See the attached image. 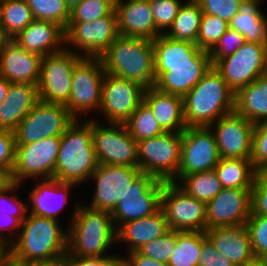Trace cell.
Instances as JSON below:
<instances>
[{"label": "cell", "instance_id": "obj_6", "mask_svg": "<svg viewBox=\"0 0 267 266\" xmlns=\"http://www.w3.org/2000/svg\"><path fill=\"white\" fill-rule=\"evenodd\" d=\"M99 58L106 74L135 81L145 88L155 86L151 39L118 35Z\"/></svg>", "mask_w": 267, "mask_h": 266}, {"label": "cell", "instance_id": "obj_48", "mask_svg": "<svg viewBox=\"0 0 267 266\" xmlns=\"http://www.w3.org/2000/svg\"><path fill=\"white\" fill-rule=\"evenodd\" d=\"M16 141L12 131L0 130V172L11 177L15 163Z\"/></svg>", "mask_w": 267, "mask_h": 266}, {"label": "cell", "instance_id": "obj_30", "mask_svg": "<svg viewBox=\"0 0 267 266\" xmlns=\"http://www.w3.org/2000/svg\"><path fill=\"white\" fill-rule=\"evenodd\" d=\"M264 0H242L229 28L244 36L245 42L267 45V14L262 10Z\"/></svg>", "mask_w": 267, "mask_h": 266}, {"label": "cell", "instance_id": "obj_56", "mask_svg": "<svg viewBox=\"0 0 267 266\" xmlns=\"http://www.w3.org/2000/svg\"><path fill=\"white\" fill-rule=\"evenodd\" d=\"M257 178L267 186V165H264L257 169Z\"/></svg>", "mask_w": 267, "mask_h": 266}, {"label": "cell", "instance_id": "obj_15", "mask_svg": "<svg viewBox=\"0 0 267 266\" xmlns=\"http://www.w3.org/2000/svg\"><path fill=\"white\" fill-rule=\"evenodd\" d=\"M140 173L137 167L99 164L87 183V186L91 183V191L94 189L91 199L89 203L88 199L83 200V204L94 210L112 212Z\"/></svg>", "mask_w": 267, "mask_h": 266}, {"label": "cell", "instance_id": "obj_51", "mask_svg": "<svg viewBox=\"0 0 267 266\" xmlns=\"http://www.w3.org/2000/svg\"><path fill=\"white\" fill-rule=\"evenodd\" d=\"M21 223L16 217L0 214V247L4 251L16 239L21 229Z\"/></svg>", "mask_w": 267, "mask_h": 266}, {"label": "cell", "instance_id": "obj_2", "mask_svg": "<svg viewBox=\"0 0 267 266\" xmlns=\"http://www.w3.org/2000/svg\"><path fill=\"white\" fill-rule=\"evenodd\" d=\"M61 222L28 214L16 239L5 250V260L14 265L64 258L68 229Z\"/></svg>", "mask_w": 267, "mask_h": 266}, {"label": "cell", "instance_id": "obj_39", "mask_svg": "<svg viewBox=\"0 0 267 266\" xmlns=\"http://www.w3.org/2000/svg\"><path fill=\"white\" fill-rule=\"evenodd\" d=\"M229 29V23L211 14H202L197 46L210 52L219 42L220 37Z\"/></svg>", "mask_w": 267, "mask_h": 266}, {"label": "cell", "instance_id": "obj_31", "mask_svg": "<svg viewBox=\"0 0 267 266\" xmlns=\"http://www.w3.org/2000/svg\"><path fill=\"white\" fill-rule=\"evenodd\" d=\"M234 111L254 124L267 120V73L235 93Z\"/></svg>", "mask_w": 267, "mask_h": 266}, {"label": "cell", "instance_id": "obj_22", "mask_svg": "<svg viewBox=\"0 0 267 266\" xmlns=\"http://www.w3.org/2000/svg\"><path fill=\"white\" fill-rule=\"evenodd\" d=\"M251 189L222 188L206 204V230L245 224L251 215Z\"/></svg>", "mask_w": 267, "mask_h": 266}, {"label": "cell", "instance_id": "obj_26", "mask_svg": "<svg viewBox=\"0 0 267 266\" xmlns=\"http://www.w3.org/2000/svg\"><path fill=\"white\" fill-rule=\"evenodd\" d=\"M205 233L217 252L235 266H244L255 259L245 224L213 227Z\"/></svg>", "mask_w": 267, "mask_h": 266}, {"label": "cell", "instance_id": "obj_7", "mask_svg": "<svg viewBox=\"0 0 267 266\" xmlns=\"http://www.w3.org/2000/svg\"><path fill=\"white\" fill-rule=\"evenodd\" d=\"M104 76L99 57H83L75 65L71 92L65 107L76 119H90L92 112H95V116L98 113Z\"/></svg>", "mask_w": 267, "mask_h": 266}, {"label": "cell", "instance_id": "obj_23", "mask_svg": "<svg viewBox=\"0 0 267 266\" xmlns=\"http://www.w3.org/2000/svg\"><path fill=\"white\" fill-rule=\"evenodd\" d=\"M42 57L28 52L9 39L0 50V76L10 83H28L37 86Z\"/></svg>", "mask_w": 267, "mask_h": 266}, {"label": "cell", "instance_id": "obj_13", "mask_svg": "<svg viewBox=\"0 0 267 266\" xmlns=\"http://www.w3.org/2000/svg\"><path fill=\"white\" fill-rule=\"evenodd\" d=\"M164 181L141 172L111 212L116 230L124 223L153 215L161 208Z\"/></svg>", "mask_w": 267, "mask_h": 266}, {"label": "cell", "instance_id": "obj_46", "mask_svg": "<svg viewBox=\"0 0 267 266\" xmlns=\"http://www.w3.org/2000/svg\"><path fill=\"white\" fill-rule=\"evenodd\" d=\"M250 159L256 170L267 165V120L254 124Z\"/></svg>", "mask_w": 267, "mask_h": 266}, {"label": "cell", "instance_id": "obj_24", "mask_svg": "<svg viewBox=\"0 0 267 266\" xmlns=\"http://www.w3.org/2000/svg\"><path fill=\"white\" fill-rule=\"evenodd\" d=\"M115 12L119 35L154 40L161 34L155 26L149 0H118Z\"/></svg>", "mask_w": 267, "mask_h": 266}, {"label": "cell", "instance_id": "obj_35", "mask_svg": "<svg viewBox=\"0 0 267 266\" xmlns=\"http://www.w3.org/2000/svg\"><path fill=\"white\" fill-rule=\"evenodd\" d=\"M201 231H176V244L168 266H198Z\"/></svg>", "mask_w": 267, "mask_h": 266}, {"label": "cell", "instance_id": "obj_38", "mask_svg": "<svg viewBox=\"0 0 267 266\" xmlns=\"http://www.w3.org/2000/svg\"><path fill=\"white\" fill-rule=\"evenodd\" d=\"M34 19L53 22L63 30L70 20V8L65 0H25Z\"/></svg>", "mask_w": 267, "mask_h": 266}, {"label": "cell", "instance_id": "obj_27", "mask_svg": "<svg viewBox=\"0 0 267 266\" xmlns=\"http://www.w3.org/2000/svg\"><path fill=\"white\" fill-rule=\"evenodd\" d=\"M23 49L41 57L61 52L65 48V32L57 24L34 19L13 38Z\"/></svg>", "mask_w": 267, "mask_h": 266}, {"label": "cell", "instance_id": "obj_44", "mask_svg": "<svg viewBox=\"0 0 267 266\" xmlns=\"http://www.w3.org/2000/svg\"><path fill=\"white\" fill-rule=\"evenodd\" d=\"M185 0H149L157 30L165 34L172 26L180 6Z\"/></svg>", "mask_w": 267, "mask_h": 266}, {"label": "cell", "instance_id": "obj_52", "mask_svg": "<svg viewBox=\"0 0 267 266\" xmlns=\"http://www.w3.org/2000/svg\"><path fill=\"white\" fill-rule=\"evenodd\" d=\"M251 214L267 215V186L257 177L251 189Z\"/></svg>", "mask_w": 267, "mask_h": 266}, {"label": "cell", "instance_id": "obj_64", "mask_svg": "<svg viewBox=\"0 0 267 266\" xmlns=\"http://www.w3.org/2000/svg\"><path fill=\"white\" fill-rule=\"evenodd\" d=\"M114 7H115V4L118 2V0H108Z\"/></svg>", "mask_w": 267, "mask_h": 266}, {"label": "cell", "instance_id": "obj_17", "mask_svg": "<svg viewBox=\"0 0 267 266\" xmlns=\"http://www.w3.org/2000/svg\"><path fill=\"white\" fill-rule=\"evenodd\" d=\"M213 67L236 93L267 73V45L245 42L234 54L219 59Z\"/></svg>", "mask_w": 267, "mask_h": 266}, {"label": "cell", "instance_id": "obj_19", "mask_svg": "<svg viewBox=\"0 0 267 266\" xmlns=\"http://www.w3.org/2000/svg\"><path fill=\"white\" fill-rule=\"evenodd\" d=\"M219 161L217 143L210 127H187L184 130L177 175L213 170Z\"/></svg>", "mask_w": 267, "mask_h": 266}, {"label": "cell", "instance_id": "obj_21", "mask_svg": "<svg viewBox=\"0 0 267 266\" xmlns=\"http://www.w3.org/2000/svg\"><path fill=\"white\" fill-rule=\"evenodd\" d=\"M220 158L250 159L254 123L235 111L211 124Z\"/></svg>", "mask_w": 267, "mask_h": 266}, {"label": "cell", "instance_id": "obj_36", "mask_svg": "<svg viewBox=\"0 0 267 266\" xmlns=\"http://www.w3.org/2000/svg\"><path fill=\"white\" fill-rule=\"evenodd\" d=\"M124 125L137 142L164 133L152 111L144 102L137 107Z\"/></svg>", "mask_w": 267, "mask_h": 266}, {"label": "cell", "instance_id": "obj_33", "mask_svg": "<svg viewBox=\"0 0 267 266\" xmlns=\"http://www.w3.org/2000/svg\"><path fill=\"white\" fill-rule=\"evenodd\" d=\"M202 14L201 7L196 0H185L172 26L164 35L177 41L193 42L197 45Z\"/></svg>", "mask_w": 267, "mask_h": 266}, {"label": "cell", "instance_id": "obj_9", "mask_svg": "<svg viewBox=\"0 0 267 266\" xmlns=\"http://www.w3.org/2000/svg\"><path fill=\"white\" fill-rule=\"evenodd\" d=\"M92 141L99 164L138 168L137 141L124 124L92 118Z\"/></svg>", "mask_w": 267, "mask_h": 266}, {"label": "cell", "instance_id": "obj_59", "mask_svg": "<svg viewBox=\"0 0 267 266\" xmlns=\"http://www.w3.org/2000/svg\"><path fill=\"white\" fill-rule=\"evenodd\" d=\"M9 40V38L5 35L3 27L0 25V50L2 49L3 45Z\"/></svg>", "mask_w": 267, "mask_h": 266}, {"label": "cell", "instance_id": "obj_47", "mask_svg": "<svg viewBox=\"0 0 267 266\" xmlns=\"http://www.w3.org/2000/svg\"><path fill=\"white\" fill-rule=\"evenodd\" d=\"M203 13L226 20L228 23L238 13L242 0H196Z\"/></svg>", "mask_w": 267, "mask_h": 266}, {"label": "cell", "instance_id": "obj_63", "mask_svg": "<svg viewBox=\"0 0 267 266\" xmlns=\"http://www.w3.org/2000/svg\"><path fill=\"white\" fill-rule=\"evenodd\" d=\"M0 266H14V265L8 263V262L4 259V261L0 264Z\"/></svg>", "mask_w": 267, "mask_h": 266}, {"label": "cell", "instance_id": "obj_37", "mask_svg": "<svg viewBox=\"0 0 267 266\" xmlns=\"http://www.w3.org/2000/svg\"><path fill=\"white\" fill-rule=\"evenodd\" d=\"M33 20L31 9L25 0H5L2 27L9 39L15 38Z\"/></svg>", "mask_w": 267, "mask_h": 266}, {"label": "cell", "instance_id": "obj_4", "mask_svg": "<svg viewBox=\"0 0 267 266\" xmlns=\"http://www.w3.org/2000/svg\"><path fill=\"white\" fill-rule=\"evenodd\" d=\"M98 165L92 141V118L75 119L61 136L53 178L82 188Z\"/></svg>", "mask_w": 267, "mask_h": 266}, {"label": "cell", "instance_id": "obj_45", "mask_svg": "<svg viewBox=\"0 0 267 266\" xmlns=\"http://www.w3.org/2000/svg\"><path fill=\"white\" fill-rule=\"evenodd\" d=\"M245 43L244 36L238 31L229 28L215 47L209 52L212 66L221 58L234 54Z\"/></svg>", "mask_w": 267, "mask_h": 266}, {"label": "cell", "instance_id": "obj_40", "mask_svg": "<svg viewBox=\"0 0 267 266\" xmlns=\"http://www.w3.org/2000/svg\"><path fill=\"white\" fill-rule=\"evenodd\" d=\"M20 187L17 182H9L0 190V214L18 218L23 222L28 215L27 200L19 194Z\"/></svg>", "mask_w": 267, "mask_h": 266}, {"label": "cell", "instance_id": "obj_32", "mask_svg": "<svg viewBox=\"0 0 267 266\" xmlns=\"http://www.w3.org/2000/svg\"><path fill=\"white\" fill-rule=\"evenodd\" d=\"M214 171L223 188L252 189L257 177L251 159L220 158Z\"/></svg>", "mask_w": 267, "mask_h": 266}, {"label": "cell", "instance_id": "obj_54", "mask_svg": "<svg viewBox=\"0 0 267 266\" xmlns=\"http://www.w3.org/2000/svg\"><path fill=\"white\" fill-rule=\"evenodd\" d=\"M19 266H67L64 258L59 260L47 261V262H31L26 264H20Z\"/></svg>", "mask_w": 267, "mask_h": 266}, {"label": "cell", "instance_id": "obj_57", "mask_svg": "<svg viewBox=\"0 0 267 266\" xmlns=\"http://www.w3.org/2000/svg\"><path fill=\"white\" fill-rule=\"evenodd\" d=\"M244 266H267V259L255 258L252 262Z\"/></svg>", "mask_w": 267, "mask_h": 266}, {"label": "cell", "instance_id": "obj_25", "mask_svg": "<svg viewBox=\"0 0 267 266\" xmlns=\"http://www.w3.org/2000/svg\"><path fill=\"white\" fill-rule=\"evenodd\" d=\"M169 230L165 214L161 208L153 215L126 222L116 230L117 246L123 247L117 252L125 256L130 252L137 251L144 244L163 236Z\"/></svg>", "mask_w": 267, "mask_h": 266}, {"label": "cell", "instance_id": "obj_62", "mask_svg": "<svg viewBox=\"0 0 267 266\" xmlns=\"http://www.w3.org/2000/svg\"><path fill=\"white\" fill-rule=\"evenodd\" d=\"M5 259V251L0 247V264L4 261Z\"/></svg>", "mask_w": 267, "mask_h": 266}, {"label": "cell", "instance_id": "obj_8", "mask_svg": "<svg viewBox=\"0 0 267 266\" xmlns=\"http://www.w3.org/2000/svg\"><path fill=\"white\" fill-rule=\"evenodd\" d=\"M181 144L182 133L173 132L138 141V168L156 179L171 182L178 174Z\"/></svg>", "mask_w": 267, "mask_h": 266}, {"label": "cell", "instance_id": "obj_1", "mask_svg": "<svg viewBox=\"0 0 267 266\" xmlns=\"http://www.w3.org/2000/svg\"><path fill=\"white\" fill-rule=\"evenodd\" d=\"M154 70L159 91L184 97L212 67L210 54L193 42L160 34L152 40Z\"/></svg>", "mask_w": 267, "mask_h": 266}, {"label": "cell", "instance_id": "obj_16", "mask_svg": "<svg viewBox=\"0 0 267 266\" xmlns=\"http://www.w3.org/2000/svg\"><path fill=\"white\" fill-rule=\"evenodd\" d=\"M82 58L83 56L65 48L61 52L42 57L37 84L39 100L65 105L71 92L74 67Z\"/></svg>", "mask_w": 267, "mask_h": 266}, {"label": "cell", "instance_id": "obj_58", "mask_svg": "<svg viewBox=\"0 0 267 266\" xmlns=\"http://www.w3.org/2000/svg\"><path fill=\"white\" fill-rule=\"evenodd\" d=\"M10 182V178L3 172H0V190Z\"/></svg>", "mask_w": 267, "mask_h": 266}, {"label": "cell", "instance_id": "obj_29", "mask_svg": "<svg viewBox=\"0 0 267 266\" xmlns=\"http://www.w3.org/2000/svg\"><path fill=\"white\" fill-rule=\"evenodd\" d=\"M143 102L150 108L164 132L183 133L187 128L183 97L150 87L144 91Z\"/></svg>", "mask_w": 267, "mask_h": 266}, {"label": "cell", "instance_id": "obj_55", "mask_svg": "<svg viewBox=\"0 0 267 266\" xmlns=\"http://www.w3.org/2000/svg\"><path fill=\"white\" fill-rule=\"evenodd\" d=\"M10 82L0 76V103L5 100Z\"/></svg>", "mask_w": 267, "mask_h": 266}, {"label": "cell", "instance_id": "obj_41", "mask_svg": "<svg viewBox=\"0 0 267 266\" xmlns=\"http://www.w3.org/2000/svg\"><path fill=\"white\" fill-rule=\"evenodd\" d=\"M115 7L108 0H83L70 9L69 22H89L109 16Z\"/></svg>", "mask_w": 267, "mask_h": 266}, {"label": "cell", "instance_id": "obj_11", "mask_svg": "<svg viewBox=\"0 0 267 266\" xmlns=\"http://www.w3.org/2000/svg\"><path fill=\"white\" fill-rule=\"evenodd\" d=\"M145 89L135 81L105 73L99 115L91 118L124 124L143 102Z\"/></svg>", "mask_w": 267, "mask_h": 266}, {"label": "cell", "instance_id": "obj_60", "mask_svg": "<svg viewBox=\"0 0 267 266\" xmlns=\"http://www.w3.org/2000/svg\"><path fill=\"white\" fill-rule=\"evenodd\" d=\"M4 3L5 0H0V25L3 24V18H4Z\"/></svg>", "mask_w": 267, "mask_h": 266}, {"label": "cell", "instance_id": "obj_50", "mask_svg": "<svg viewBox=\"0 0 267 266\" xmlns=\"http://www.w3.org/2000/svg\"><path fill=\"white\" fill-rule=\"evenodd\" d=\"M116 253L103 257H74L66 254L64 259L67 266H124V256Z\"/></svg>", "mask_w": 267, "mask_h": 266}, {"label": "cell", "instance_id": "obj_43", "mask_svg": "<svg viewBox=\"0 0 267 266\" xmlns=\"http://www.w3.org/2000/svg\"><path fill=\"white\" fill-rule=\"evenodd\" d=\"M175 244L176 231L169 230L163 236L144 244L137 251L145 257L168 263L173 255Z\"/></svg>", "mask_w": 267, "mask_h": 266}, {"label": "cell", "instance_id": "obj_53", "mask_svg": "<svg viewBox=\"0 0 267 266\" xmlns=\"http://www.w3.org/2000/svg\"><path fill=\"white\" fill-rule=\"evenodd\" d=\"M124 266H168V264L145 257L138 251H133L124 256Z\"/></svg>", "mask_w": 267, "mask_h": 266}, {"label": "cell", "instance_id": "obj_18", "mask_svg": "<svg viewBox=\"0 0 267 266\" xmlns=\"http://www.w3.org/2000/svg\"><path fill=\"white\" fill-rule=\"evenodd\" d=\"M161 209L170 230L206 231V204L188 195L174 182H164Z\"/></svg>", "mask_w": 267, "mask_h": 266}, {"label": "cell", "instance_id": "obj_5", "mask_svg": "<svg viewBox=\"0 0 267 266\" xmlns=\"http://www.w3.org/2000/svg\"><path fill=\"white\" fill-rule=\"evenodd\" d=\"M183 108L187 127H209L234 112L235 93L212 66L183 97Z\"/></svg>", "mask_w": 267, "mask_h": 266}, {"label": "cell", "instance_id": "obj_10", "mask_svg": "<svg viewBox=\"0 0 267 266\" xmlns=\"http://www.w3.org/2000/svg\"><path fill=\"white\" fill-rule=\"evenodd\" d=\"M60 142L61 136H53L26 145H16L10 181L24 187L30 180L53 178Z\"/></svg>", "mask_w": 267, "mask_h": 266}, {"label": "cell", "instance_id": "obj_61", "mask_svg": "<svg viewBox=\"0 0 267 266\" xmlns=\"http://www.w3.org/2000/svg\"><path fill=\"white\" fill-rule=\"evenodd\" d=\"M83 0H65L66 5L72 9L75 5L81 3Z\"/></svg>", "mask_w": 267, "mask_h": 266}, {"label": "cell", "instance_id": "obj_3", "mask_svg": "<svg viewBox=\"0 0 267 266\" xmlns=\"http://www.w3.org/2000/svg\"><path fill=\"white\" fill-rule=\"evenodd\" d=\"M77 199L72 205L67 253L74 257H103L117 251V234L111 212L94 210ZM78 201V202H77ZM73 209V210H72ZM116 246V248H115ZM113 248V249H112Z\"/></svg>", "mask_w": 267, "mask_h": 266}, {"label": "cell", "instance_id": "obj_49", "mask_svg": "<svg viewBox=\"0 0 267 266\" xmlns=\"http://www.w3.org/2000/svg\"><path fill=\"white\" fill-rule=\"evenodd\" d=\"M198 266H235L228 258L217 252L214 245L207 238L205 232H201V251L198 258Z\"/></svg>", "mask_w": 267, "mask_h": 266}, {"label": "cell", "instance_id": "obj_34", "mask_svg": "<svg viewBox=\"0 0 267 266\" xmlns=\"http://www.w3.org/2000/svg\"><path fill=\"white\" fill-rule=\"evenodd\" d=\"M171 182L176 183L188 195L205 204L223 188L214 169L189 175H177Z\"/></svg>", "mask_w": 267, "mask_h": 266}, {"label": "cell", "instance_id": "obj_14", "mask_svg": "<svg viewBox=\"0 0 267 266\" xmlns=\"http://www.w3.org/2000/svg\"><path fill=\"white\" fill-rule=\"evenodd\" d=\"M75 119L65 105L39 100L14 131L16 145L62 136Z\"/></svg>", "mask_w": 267, "mask_h": 266}, {"label": "cell", "instance_id": "obj_12", "mask_svg": "<svg viewBox=\"0 0 267 266\" xmlns=\"http://www.w3.org/2000/svg\"><path fill=\"white\" fill-rule=\"evenodd\" d=\"M65 32V49L83 57H100L119 35L115 10L89 22H69Z\"/></svg>", "mask_w": 267, "mask_h": 266}, {"label": "cell", "instance_id": "obj_28", "mask_svg": "<svg viewBox=\"0 0 267 266\" xmlns=\"http://www.w3.org/2000/svg\"><path fill=\"white\" fill-rule=\"evenodd\" d=\"M38 101L36 85L10 83L6 98L0 103V130L14 132Z\"/></svg>", "mask_w": 267, "mask_h": 266}, {"label": "cell", "instance_id": "obj_20", "mask_svg": "<svg viewBox=\"0 0 267 266\" xmlns=\"http://www.w3.org/2000/svg\"><path fill=\"white\" fill-rule=\"evenodd\" d=\"M30 181H33V186L28 189L30 191L26 198L28 214L61 222L64 218L60 213L63 215L67 210L65 207L70 204L69 198L73 189L75 192V189L78 190L80 187L75 183L61 182L55 178Z\"/></svg>", "mask_w": 267, "mask_h": 266}, {"label": "cell", "instance_id": "obj_42", "mask_svg": "<svg viewBox=\"0 0 267 266\" xmlns=\"http://www.w3.org/2000/svg\"><path fill=\"white\" fill-rule=\"evenodd\" d=\"M245 226L254 257L267 259V215L251 214Z\"/></svg>", "mask_w": 267, "mask_h": 266}]
</instances>
